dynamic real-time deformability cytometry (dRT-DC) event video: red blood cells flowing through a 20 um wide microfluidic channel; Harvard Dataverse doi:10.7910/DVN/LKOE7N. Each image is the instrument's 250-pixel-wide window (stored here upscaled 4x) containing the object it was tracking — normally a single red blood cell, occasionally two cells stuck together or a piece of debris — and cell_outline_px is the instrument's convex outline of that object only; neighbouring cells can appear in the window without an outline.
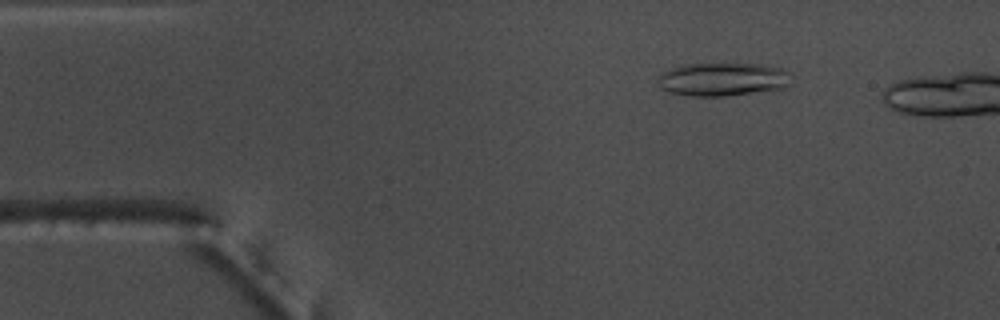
{"species": "common noctule bat (a hibernating species)", "species_latin": "Nyctalus noctula", "temperature_condition": "warm", "stored_images_in_passage": 14, "camera_frame_rate_fps": 3000, "um_per_image_px": 0.085, "animal": {"sex": "male", "body_mass_g": 17.5, "forearm_length_mm": 52.3}, "frame": {"image": 1, "passage_image": 8, "time_ms": 2.333, "image_size_px": [1000, 320], "cell_outline_px": [[788, 84], [784, 88], [724, 96], [692, 96], [668, 92], [660, 88], [656, 80], [664, 72], [672, 68], [688, 64], [756, 64], [780, 68], [788, 72]], "centroid_in_image_um": [61.37, 6.75], "position_along_channel_um": 23.6, "area_um2": 25.49}}